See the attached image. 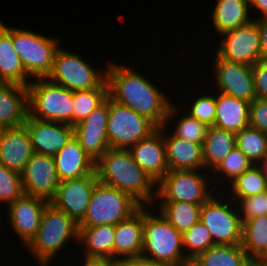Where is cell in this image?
Masks as SVG:
<instances>
[{
  "label": "cell",
  "mask_w": 267,
  "mask_h": 266,
  "mask_svg": "<svg viewBox=\"0 0 267 266\" xmlns=\"http://www.w3.org/2000/svg\"><path fill=\"white\" fill-rule=\"evenodd\" d=\"M84 266H122L118 259L109 257L86 256Z\"/></svg>",
  "instance_id": "45"
},
{
  "label": "cell",
  "mask_w": 267,
  "mask_h": 266,
  "mask_svg": "<svg viewBox=\"0 0 267 266\" xmlns=\"http://www.w3.org/2000/svg\"><path fill=\"white\" fill-rule=\"evenodd\" d=\"M250 266H266L265 264H256V263H252Z\"/></svg>",
  "instance_id": "50"
},
{
  "label": "cell",
  "mask_w": 267,
  "mask_h": 266,
  "mask_svg": "<svg viewBox=\"0 0 267 266\" xmlns=\"http://www.w3.org/2000/svg\"><path fill=\"white\" fill-rule=\"evenodd\" d=\"M159 207V214L182 234L200 221L202 204L181 201L161 202Z\"/></svg>",
  "instance_id": "31"
},
{
  "label": "cell",
  "mask_w": 267,
  "mask_h": 266,
  "mask_svg": "<svg viewBox=\"0 0 267 266\" xmlns=\"http://www.w3.org/2000/svg\"><path fill=\"white\" fill-rule=\"evenodd\" d=\"M49 202L34 196L23 194L7 205L10 226L26 246L36 235L44 208Z\"/></svg>",
  "instance_id": "18"
},
{
  "label": "cell",
  "mask_w": 267,
  "mask_h": 266,
  "mask_svg": "<svg viewBox=\"0 0 267 266\" xmlns=\"http://www.w3.org/2000/svg\"><path fill=\"white\" fill-rule=\"evenodd\" d=\"M4 23L0 21V29L3 27Z\"/></svg>",
  "instance_id": "52"
},
{
  "label": "cell",
  "mask_w": 267,
  "mask_h": 266,
  "mask_svg": "<svg viewBox=\"0 0 267 266\" xmlns=\"http://www.w3.org/2000/svg\"><path fill=\"white\" fill-rule=\"evenodd\" d=\"M200 170H169L157 182V198L161 202H189L203 204L214 193L208 190V179Z\"/></svg>",
  "instance_id": "11"
},
{
  "label": "cell",
  "mask_w": 267,
  "mask_h": 266,
  "mask_svg": "<svg viewBox=\"0 0 267 266\" xmlns=\"http://www.w3.org/2000/svg\"><path fill=\"white\" fill-rule=\"evenodd\" d=\"M79 241V224L52 203L44 208L36 235L25 246L40 266H50L69 239Z\"/></svg>",
  "instance_id": "3"
},
{
  "label": "cell",
  "mask_w": 267,
  "mask_h": 266,
  "mask_svg": "<svg viewBox=\"0 0 267 266\" xmlns=\"http://www.w3.org/2000/svg\"><path fill=\"white\" fill-rule=\"evenodd\" d=\"M252 261L256 264L267 263V245H265V248Z\"/></svg>",
  "instance_id": "48"
},
{
  "label": "cell",
  "mask_w": 267,
  "mask_h": 266,
  "mask_svg": "<svg viewBox=\"0 0 267 266\" xmlns=\"http://www.w3.org/2000/svg\"><path fill=\"white\" fill-rule=\"evenodd\" d=\"M212 11V24L218 35L250 23V0H216Z\"/></svg>",
  "instance_id": "27"
},
{
  "label": "cell",
  "mask_w": 267,
  "mask_h": 266,
  "mask_svg": "<svg viewBox=\"0 0 267 266\" xmlns=\"http://www.w3.org/2000/svg\"><path fill=\"white\" fill-rule=\"evenodd\" d=\"M108 97L152 121L158 128L168 125L178 107L165 98L153 82L123 65L108 63ZM175 114V115H174Z\"/></svg>",
  "instance_id": "1"
},
{
  "label": "cell",
  "mask_w": 267,
  "mask_h": 266,
  "mask_svg": "<svg viewBox=\"0 0 267 266\" xmlns=\"http://www.w3.org/2000/svg\"><path fill=\"white\" fill-rule=\"evenodd\" d=\"M256 98L267 99V60L252 65Z\"/></svg>",
  "instance_id": "43"
},
{
  "label": "cell",
  "mask_w": 267,
  "mask_h": 266,
  "mask_svg": "<svg viewBox=\"0 0 267 266\" xmlns=\"http://www.w3.org/2000/svg\"><path fill=\"white\" fill-rule=\"evenodd\" d=\"M53 158L60 182L83 178L95 172V161L88 156L75 136Z\"/></svg>",
  "instance_id": "21"
},
{
  "label": "cell",
  "mask_w": 267,
  "mask_h": 266,
  "mask_svg": "<svg viewBox=\"0 0 267 266\" xmlns=\"http://www.w3.org/2000/svg\"><path fill=\"white\" fill-rule=\"evenodd\" d=\"M242 248L253 260L267 245V215L243 222Z\"/></svg>",
  "instance_id": "32"
},
{
  "label": "cell",
  "mask_w": 267,
  "mask_h": 266,
  "mask_svg": "<svg viewBox=\"0 0 267 266\" xmlns=\"http://www.w3.org/2000/svg\"><path fill=\"white\" fill-rule=\"evenodd\" d=\"M215 196L202 204L200 222L208 229L215 245L241 244L243 223L239 210L231 207L235 202L229 199L223 203V199L219 201Z\"/></svg>",
  "instance_id": "10"
},
{
  "label": "cell",
  "mask_w": 267,
  "mask_h": 266,
  "mask_svg": "<svg viewBox=\"0 0 267 266\" xmlns=\"http://www.w3.org/2000/svg\"><path fill=\"white\" fill-rule=\"evenodd\" d=\"M252 259L236 245H214L191 261L190 266H250Z\"/></svg>",
  "instance_id": "30"
},
{
  "label": "cell",
  "mask_w": 267,
  "mask_h": 266,
  "mask_svg": "<svg viewBox=\"0 0 267 266\" xmlns=\"http://www.w3.org/2000/svg\"><path fill=\"white\" fill-rule=\"evenodd\" d=\"M148 210L143 206L144 235L141 256L173 266H190L191 262L183 252L182 233L159 213L156 216L150 211L148 213Z\"/></svg>",
  "instance_id": "4"
},
{
  "label": "cell",
  "mask_w": 267,
  "mask_h": 266,
  "mask_svg": "<svg viewBox=\"0 0 267 266\" xmlns=\"http://www.w3.org/2000/svg\"><path fill=\"white\" fill-rule=\"evenodd\" d=\"M12 42L26 73L34 80L46 78L53 66L58 39L12 27Z\"/></svg>",
  "instance_id": "8"
},
{
  "label": "cell",
  "mask_w": 267,
  "mask_h": 266,
  "mask_svg": "<svg viewBox=\"0 0 267 266\" xmlns=\"http://www.w3.org/2000/svg\"><path fill=\"white\" fill-rule=\"evenodd\" d=\"M157 129L148 118L109 98L107 139L110 148L129 149Z\"/></svg>",
  "instance_id": "9"
},
{
  "label": "cell",
  "mask_w": 267,
  "mask_h": 266,
  "mask_svg": "<svg viewBox=\"0 0 267 266\" xmlns=\"http://www.w3.org/2000/svg\"><path fill=\"white\" fill-rule=\"evenodd\" d=\"M250 7L262 13L258 18H267V0H250Z\"/></svg>",
  "instance_id": "47"
},
{
  "label": "cell",
  "mask_w": 267,
  "mask_h": 266,
  "mask_svg": "<svg viewBox=\"0 0 267 266\" xmlns=\"http://www.w3.org/2000/svg\"><path fill=\"white\" fill-rule=\"evenodd\" d=\"M107 98V82L99 88L73 92V126L87 118Z\"/></svg>",
  "instance_id": "34"
},
{
  "label": "cell",
  "mask_w": 267,
  "mask_h": 266,
  "mask_svg": "<svg viewBox=\"0 0 267 266\" xmlns=\"http://www.w3.org/2000/svg\"><path fill=\"white\" fill-rule=\"evenodd\" d=\"M97 183L95 172L83 178L62 181L50 203L79 224L87 213L90 198Z\"/></svg>",
  "instance_id": "15"
},
{
  "label": "cell",
  "mask_w": 267,
  "mask_h": 266,
  "mask_svg": "<svg viewBox=\"0 0 267 266\" xmlns=\"http://www.w3.org/2000/svg\"><path fill=\"white\" fill-rule=\"evenodd\" d=\"M214 70L221 93L252 102L256 99L252 65L231 62L215 53Z\"/></svg>",
  "instance_id": "14"
},
{
  "label": "cell",
  "mask_w": 267,
  "mask_h": 266,
  "mask_svg": "<svg viewBox=\"0 0 267 266\" xmlns=\"http://www.w3.org/2000/svg\"><path fill=\"white\" fill-rule=\"evenodd\" d=\"M265 205H266V215H267V191H266V200H265Z\"/></svg>",
  "instance_id": "51"
},
{
  "label": "cell",
  "mask_w": 267,
  "mask_h": 266,
  "mask_svg": "<svg viewBox=\"0 0 267 266\" xmlns=\"http://www.w3.org/2000/svg\"><path fill=\"white\" fill-rule=\"evenodd\" d=\"M95 173L98 182L129 194L141 206L157 201L153 189L157 183L137 165L129 149L109 148L95 162Z\"/></svg>",
  "instance_id": "2"
},
{
  "label": "cell",
  "mask_w": 267,
  "mask_h": 266,
  "mask_svg": "<svg viewBox=\"0 0 267 266\" xmlns=\"http://www.w3.org/2000/svg\"><path fill=\"white\" fill-rule=\"evenodd\" d=\"M215 102V127L237 133L249 126L250 102L221 92L216 95Z\"/></svg>",
  "instance_id": "25"
},
{
  "label": "cell",
  "mask_w": 267,
  "mask_h": 266,
  "mask_svg": "<svg viewBox=\"0 0 267 266\" xmlns=\"http://www.w3.org/2000/svg\"><path fill=\"white\" fill-rule=\"evenodd\" d=\"M171 135V136H170ZM163 138L169 170L204 169L202 145L170 134Z\"/></svg>",
  "instance_id": "24"
},
{
  "label": "cell",
  "mask_w": 267,
  "mask_h": 266,
  "mask_svg": "<svg viewBox=\"0 0 267 266\" xmlns=\"http://www.w3.org/2000/svg\"><path fill=\"white\" fill-rule=\"evenodd\" d=\"M120 262L122 266H173L168 263L150 260L143 256L126 258Z\"/></svg>",
  "instance_id": "44"
},
{
  "label": "cell",
  "mask_w": 267,
  "mask_h": 266,
  "mask_svg": "<svg viewBox=\"0 0 267 266\" xmlns=\"http://www.w3.org/2000/svg\"><path fill=\"white\" fill-rule=\"evenodd\" d=\"M182 238L185 256L190 262L215 245L208 229L200 221L185 231L182 234Z\"/></svg>",
  "instance_id": "36"
},
{
  "label": "cell",
  "mask_w": 267,
  "mask_h": 266,
  "mask_svg": "<svg viewBox=\"0 0 267 266\" xmlns=\"http://www.w3.org/2000/svg\"><path fill=\"white\" fill-rule=\"evenodd\" d=\"M109 97L84 120L74 125V136L95 162L110 148L107 139Z\"/></svg>",
  "instance_id": "16"
},
{
  "label": "cell",
  "mask_w": 267,
  "mask_h": 266,
  "mask_svg": "<svg viewBox=\"0 0 267 266\" xmlns=\"http://www.w3.org/2000/svg\"><path fill=\"white\" fill-rule=\"evenodd\" d=\"M115 225L79 227V241L86 256L114 258Z\"/></svg>",
  "instance_id": "29"
},
{
  "label": "cell",
  "mask_w": 267,
  "mask_h": 266,
  "mask_svg": "<svg viewBox=\"0 0 267 266\" xmlns=\"http://www.w3.org/2000/svg\"><path fill=\"white\" fill-rule=\"evenodd\" d=\"M236 147L254 165H258L267 154V133L247 126L236 133Z\"/></svg>",
  "instance_id": "33"
},
{
  "label": "cell",
  "mask_w": 267,
  "mask_h": 266,
  "mask_svg": "<svg viewBox=\"0 0 267 266\" xmlns=\"http://www.w3.org/2000/svg\"><path fill=\"white\" fill-rule=\"evenodd\" d=\"M261 168L263 174L267 177V154L264 156L263 160L258 164Z\"/></svg>",
  "instance_id": "49"
},
{
  "label": "cell",
  "mask_w": 267,
  "mask_h": 266,
  "mask_svg": "<svg viewBox=\"0 0 267 266\" xmlns=\"http://www.w3.org/2000/svg\"><path fill=\"white\" fill-rule=\"evenodd\" d=\"M29 116L73 126V92L47 78L28 84Z\"/></svg>",
  "instance_id": "5"
},
{
  "label": "cell",
  "mask_w": 267,
  "mask_h": 266,
  "mask_svg": "<svg viewBox=\"0 0 267 266\" xmlns=\"http://www.w3.org/2000/svg\"><path fill=\"white\" fill-rule=\"evenodd\" d=\"M238 207L242 223L251 218L266 215V192L247 198H231ZM239 205H238V204ZM240 208V209H239Z\"/></svg>",
  "instance_id": "40"
},
{
  "label": "cell",
  "mask_w": 267,
  "mask_h": 266,
  "mask_svg": "<svg viewBox=\"0 0 267 266\" xmlns=\"http://www.w3.org/2000/svg\"><path fill=\"white\" fill-rule=\"evenodd\" d=\"M221 37L224 38L216 50L221 58L245 65H254L262 60L259 30L254 20Z\"/></svg>",
  "instance_id": "12"
},
{
  "label": "cell",
  "mask_w": 267,
  "mask_h": 266,
  "mask_svg": "<svg viewBox=\"0 0 267 266\" xmlns=\"http://www.w3.org/2000/svg\"><path fill=\"white\" fill-rule=\"evenodd\" d=\"M175 122L174 135L203 146L209 126L187 113Z\"/></svg>",
  "instance_id": "39"
},
{
  "label": "cell",
  "mask_w": 267,
  "mask_h": 266,
  "mask_svg": "<svg viewBox=\"0 0 267 266\" xmlns=\"http://www.w3.org/2000/svg\"><path fill=\"white\" fill-rule=\"evenodd\" d=\"M141 205L129 194L98 182L88 210L79 227L117 225L134 214Z\"/></svg>",
  "instance_id": "6"
},
{
  "label": "cell",
  "mask_w": 267,
  "mask_h": 266,
  "mask_svg": "<svg viewBox=\"0 0 267 266\" xmlns=\"http://www.w3.org/2000/svg\"><path fill=\"white\" fill-rule=\"evenodd\" d=\"M236 148V133L209 126L202 146L205 169L213 170Z\"/></svg>",
  "instance_id": "28"
},
{
  "label": "cell",
  "mask_w": 267,
  "mask_h": 266,
  "mask_svg": "<svg viewBox=\"0 0 267 266\" xmlns=\"http://www.w3.org/2000/svg\"><path fill=\"white\" fill-rule=\"evenodd\" d=\"M254 164L236 147L213 170L216 174L224 175L232 183L238 176L250 169ZM228 177V178H226Z\"/></svg>",
  "instance_id": "37"
},
{
  "label": "cell",
  "mask_w": 267,
  "mask_h": 266,
  "mask_svg": "<svg viewBox=\"0 0 267 266\" xmlns=\"http://www.w3.org/2000/svg\"><path fill=\"white\" fill-rule=\"evenodd\" d=\"M28 115V87L0 83V129L23 126Z\"/></svg>",
  "instance_id": "22"
},
{
  "label": "cell",
  "mask_w": 267,
  "mask_h": 266,
  "mask_svg": "<svg viewBox=\"0 0 267 266\" xmlns=\"http://www.w3.org/2000/svg\"><path fill=\"white\" fill-rule=\"evenodd\" d=\"M249 126L267 133V99L256 98L250 103Z\"/></svg>",
  "instance_id": "42"
},
{
  "label": "cell",
  "mask_w": 267,
  "mask_h": 266,
  "mask_svg": "<svg viewBox=\"0 0 267 266\" xmlns=\"http://www.w3.org/2000/svg\"><path fill=\"white\" fill-rule=\"evenodd\" d=\"M34 151L26 127L0 129V163L19 174Z\"/></svg>",
  "instance_id": "20"
},
{
  "label": "cell",
  "mask_w": 267,
  "mask_h": 266,
  "mask_svg": "<svg viewBox=\"0 0 267 266\" xmlns=\"http://www.w3.org/2000/svg\"><path fill=\"white\" fill-rule=\"evenodd\" d=\"M30 76L12 42V26L0 29V83L28 86Z\"/></svg>",
  "instance_id": "26"
},
{
  "label": "cell",
  "mask_w": 267,
  "mask_h": 266,
  "mask_svg": "<svg viewBox=\"0 0 267 266\" xmlns=\"http://www.w3.org/2000/svg\"><path fill=\"white\" fill-rule=\"evenodd\" d=\"M143 206L115 225L114 259L139 257L143 246Z\"/></svg>",
  "instance_id": "23"
},
{
  "label": "cell",
  "mask_w": 267,
  "mask_h": 266,
  "mask_svg": "<svg viewBox=\"0 0 267 266\" xmlns=\"http://www.w3.org/2000/svg\"><path fill=\"white\" fill-rule=\"evenodd\" d=\"M230 184L231 198H247L267 191V177L258 165H253Z\"/></svg>",
  "instance_id": "35"
},
{
  "label": "cell",
  "mask_w": 267,
  "mask_h": 266,
  "mask_svg": "<svg viewBox=\"0 0 267 266\" xmlns=\"http://www.w3.org/2000/svg\"><path fill=\"white\" fill-rule=\"evenodd\" d=\"M84 60L77 52L66 51L59 45L51 72L46 78L72 92L101 87L106 82V71L101 74Z\"/></svg>",
  "instance_id": "7"
},
{
  "label": "cell",
  "mask_w": 267,
  "mask_h": 266,
  "mask_svg": "<svg viewBox=\"0 0 267 266\" xmlns=\"http://www.w3.org/2000/svg\"><path fill=\"white\" fill-rule=\"evenodd\" d=\"M24 194L51 202L60 181L54 158L50 155L33 153L20 173Z\"/></svg>",
  "instance_id": "13"
},
{
  "label": "cell",
  "mask_w": 267,
  "mask_h": 266,
  "mask_svg": "<svg viewBox=\"0 0 267 266\" xmlns=\"http://www.w3.org/2000/svg\"><path fill=\"white\" fill-rule=\"evenodd\" d=\"M215 95H202L195 99L190 105L191 108L187 112L192 117L196 118L200 122L207 124L208 126H214V119L216 116V102Z\"/></svg>",
  "instance_id": "41"
},
{
  "label": "cell",
  "mask_w": 267,
  "mask_h": 266,
  "mask_svg": "<svg viewBox=\"0 0 267 266\" xmlns=\"http://www.w3.org/2000/svg\"><path fill=\"white\" fill-rule=\"evenodd\" d=\"M30 135L35 153L54 156L74 136V126L62 122H53L31 118L24 123Z\"/></svg>",
  "instance_id": "17"
},
{
  "label": "cell",
  "mask_w": 267,
  "mask_h": 266,
  "mask_svg": "<svg viewBox=\"0 0 267 266\" xmlns=\"http://www.w3.org/2000/svg\"><path fill=\"white\" fill-rule=\"evenodd\" d=\"M259 30L262 60H267V18L254 20Z\"/></svg>",
  "instance_id": "46"
},
{
  "label": "cell",
  "mask_w": 267,
  "mask_h": 266,
  "mask_svg": "<svg viewBox=\"0 0 267 266\" xmlns=\"http://www.w3.org/2000/svg\"><path fill=\"white\" fill-rule=\"evenodd\" d=\"M165 129L166 125L158 128L149 137L138 141L129 148L137 165L156 183L169 171L163 138Z\"/></svg>",
  "instance_id": "19"
},
{
  "label": "cell",
  "mask_w": 267,
  "mask_h": 266,
  "mask_svg": "<svg viewBox=\"0 0 267 266\" xmlns=\"http://www.w3.org/2000/svg\"><path fill=\"white\" fill-rule=\"evenodd\" d=\"M23 194L20 174L0 163V202L9 205Z\"/></svg>",
  "instance_id": "38"
}]
</instances>
